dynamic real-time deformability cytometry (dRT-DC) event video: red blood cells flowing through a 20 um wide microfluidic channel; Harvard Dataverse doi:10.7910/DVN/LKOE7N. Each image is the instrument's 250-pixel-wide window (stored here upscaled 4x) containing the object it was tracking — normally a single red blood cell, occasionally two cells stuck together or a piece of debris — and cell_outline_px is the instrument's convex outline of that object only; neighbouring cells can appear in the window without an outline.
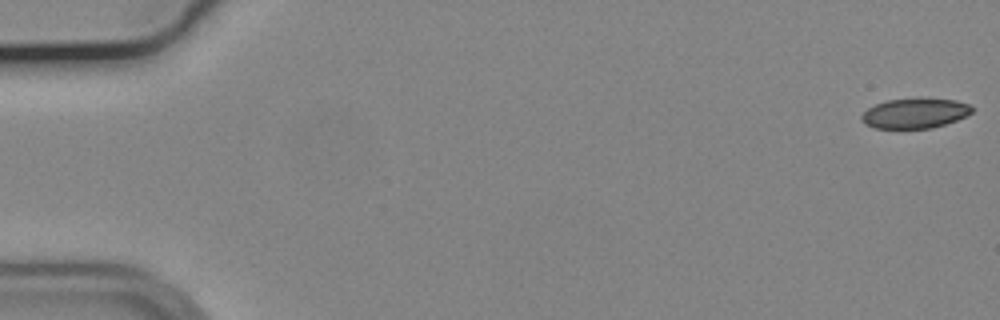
{"species": "common noctule bat (a hibernating species)", "species_latin": "Nyctalus noctula", "temperature_condition": "cold", "stored_images_in_passage": 8, "camera_frame_rate_fps": 3000, "um_per_image_px": 0.085, "animal": {"sex": "male", "body_mass_g": 19.2, "forearm_length_mm": 51.8}, "frame": {"image": 1, "passage_image": 1, "time_ms": 0.0, "image_size_px": [1000, 320], "cell_outline_px": [[972, 112], [956, 120], [932, 128], [876, 128], [864, 124], [860, 120], [860, 116], [868, 108], [876, 104], [888, 100], [956, 100], [968, 104], [972, 108]], "centroid_in_image_um": [77.71, 9.66], "position_along_channel_um": 7.3, "area_um2": 18.67}}